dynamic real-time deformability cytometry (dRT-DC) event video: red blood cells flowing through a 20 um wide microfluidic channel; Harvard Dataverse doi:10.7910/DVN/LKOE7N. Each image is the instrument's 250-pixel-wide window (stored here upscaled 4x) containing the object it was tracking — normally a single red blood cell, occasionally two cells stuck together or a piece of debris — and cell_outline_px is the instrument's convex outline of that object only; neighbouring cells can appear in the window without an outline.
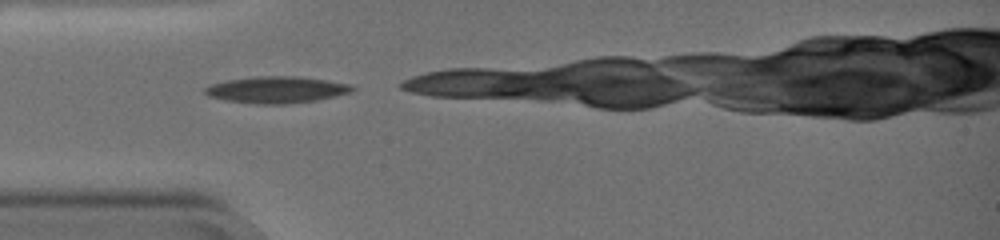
{"species": "common noctule bat (a hibernating species)", "species_latin": "Nyctalus noctula", "temperature_condition": "warm", "stored_images_in_passage": 5, "camera_frame_rate_fps": 3000, "um_per_image_px": 0.085, "animal": {"sex": "female", "body_mass_g": 19.0, "forearm_length_mm": 51.5}, "frame": {"image": 1, "passage_image": 1, "time_ms": 0.0, "image_size_px": [1000, 240], "cell_outline_px": [[356, 88], [352, 92], [336, 96], [316, 100], [284, 104], [256, 104], [224, 100], [208, 96], [204, 92], [204, 88], [212, 84], [228, 80], [260, 76], [292, 76], [324, 80], [352, 84]], "centroid_in_image_um": [23.52, 7.63], "position_along_channel_um": 61.5, "area_um2": 22.72}}